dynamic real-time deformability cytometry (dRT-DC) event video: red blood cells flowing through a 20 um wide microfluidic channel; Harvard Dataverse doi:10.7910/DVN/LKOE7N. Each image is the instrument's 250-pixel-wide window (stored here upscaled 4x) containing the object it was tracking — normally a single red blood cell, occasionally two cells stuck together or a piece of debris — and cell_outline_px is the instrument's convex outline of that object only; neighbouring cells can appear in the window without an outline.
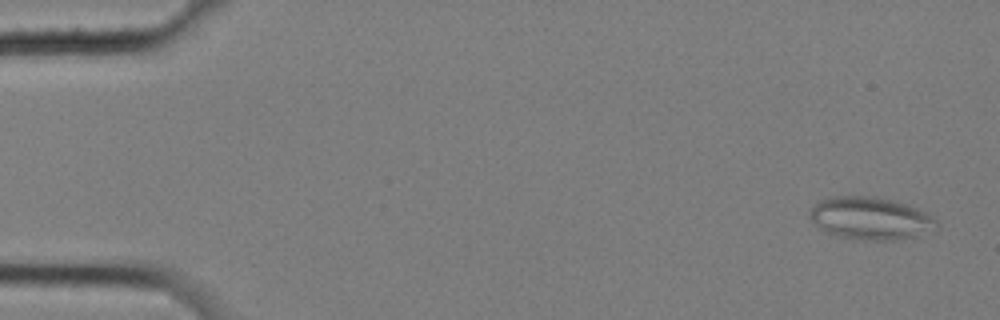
{"species": "common noctule bat (a hibernating species)", "species_latin": "Nyctalus noctula", "temperature_condition": "cold", "stored_images_in_passage": 6, "camera_frame_rate_fps": 3000, "um_per_image_px": 0.085, "animal": {"sex": "female", "body_mass_g": 25.1}, "frame": {"image": 1, "passage_image": 1, "time_ms": 0.0, "image_size_px": [1000, 320], "cell_outline_px": [[936, 224], [916, 236], [896, 240], [864, 240], [840, 236], [828, 232], [820, 228], [808, 216], [808, 212], [820, 200], [832, 196], [876, 196], [896, 200], [908, 204], [928, 212], [936, 220]], "centroid_in_image_um": [73.97, 18.53], "position_along_channel_um": 11.0, "area_um2": 31.21}}